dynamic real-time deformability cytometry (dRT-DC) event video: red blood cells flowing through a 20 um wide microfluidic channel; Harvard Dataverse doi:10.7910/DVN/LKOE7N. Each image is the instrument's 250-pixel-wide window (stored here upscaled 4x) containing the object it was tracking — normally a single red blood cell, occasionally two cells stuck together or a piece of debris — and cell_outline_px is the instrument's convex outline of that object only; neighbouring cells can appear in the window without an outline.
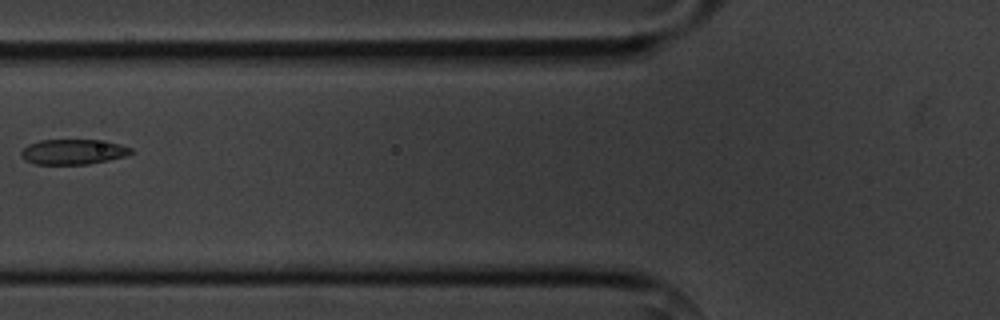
{"species": "common noctule bat (a hibernating species)", "species_latin": "Nyctalus noctula", "temperature_condition": "cold", "stored_images_in_passage": 5, "camera_frame_rate_fps": 3000, "um_per_image_px": 0.085, "animal": {"sex": "male", "body_mass_g": 20.1, "forearm_length_mm": 53.5}, "frame": {"image": 1, "passage_image": 5, "time_ms": 5.0, "image_size_px": [1000, 320], "cell_outline_px": [[132, 152], [124, 156], [108, 160], [88, 164], [36, 164], [20, 156], [20, 152], [28, 144], [40, 140], [96, 140], [120, 144], [132, 148]], "centroid_in_image_um": [6.2, 12.9], "position_along_channel_um": 119.6, "area_um2": 15.9}}